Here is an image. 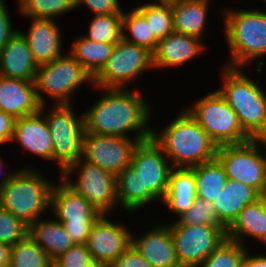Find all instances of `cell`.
<instances>
[{"instance_id":"obj_15","label":"cell","mask_w":266,"mask_h":267,"mask_svg":"<svg viewBox=\"0 0 266 267\" xmlns=\"http://www.w3.org/2000/svg\"><path fill=\"white\" fill-rule=\"evenodd\" d=\"M139 141L121 136L85 132L82 159L117 176L132 161V154Z\"/></svg>"},{"instance_id":"obj_32","label":"cell","mask_w":266,"mask_h":267,"mask_svg":"<svg viewBox=\"0 0 266 267\" xmlns=\"http://www.w3.org/2000/svg\"><path fill=\"white\" fill-rule=\"evenodd\" d=\"M16 2L19 14L28 19L56 20L75 10L74 0H16Z\"/></svg>"},{"instance_id":"obj_6","label":"cell","mask_w":266,"mask_h":267,"mask_svg":"<svg viewBox=\"0 0 266 267\" xmlns=\"http://www.w3.org/2000/svg\"><path fill=\"white\" fill-rule=\"evenodd\" d=\"M34 82L41 105H48L49 98L51 105L74 104L72 96L76 91L87 83L94 85L91 74L69 52L39 65Z\"/></svg>"},{"instance_id":"obj_31","label":"cell","mask_w":266,"mask_h":267,"mask_svg":"<svg viewBox=\"0 0 266 267\" xmlns=\"http://www.w3.org/2000/svg\"><path fill=\"white\" fill-rule=\"evenodd\" d=\"M116 193L118 204L123 211L133 213L141 209V181L132 164L116 176Z\"/></svg>"},{"instance_id":"obj_10","label":"cell","mask_w":266,"mask_h":267,"mask_svg":"<svg viewBox=\"0 0 266 267\" xmlns=\"http://www.w3.org/2000/svg\"><path fill=\"white\" fill-rule=\"evenodd\" d=\"M59 177L76 193L85 197L99 213L110 215L119 207L116 176L99 166L79 158Z\"/></svg>"},{"instance_id":"obj_21","label":"cell","mask_w":266,"mask_h":267,"mask_svg":"<svg viewBox=\"0 0 266 267\" xmlns=\"http://www.w3.org/2000/svg\"><path fill=\"white\" fill-rule=\"evenodd\" d=\"M34 81L0 76V110L19 119L40 111Z\"/></svg>"},{"instance_id":"obj_19","label":"cell","mask_w":266,"mask_h":267,"mask_svg":"<svg viewBox=\"0 0 266 267\" xmlns=\"http://www.w3.org/2000/svg\"><path fill=\"white\" fill-rule=\"evenodd\" d=\"M207 46L199 38L172 32L158 41L153 55L154 69L178 68L206 53Z\"/></svg>"},{"instance_id":"obj_1","label":"cell","mask_w":266,"mask_h":267,"mask_svg":"<svg viewBox=\"0 0 266 267\" xmlns=\"http://www.w3.org/2000/svg\"><path fill=\"white\" fill-rule=\"evenodd\" d=\"M101 96L88 107L84 116L85 132L134 138L139 142L152 138V108L144 94L134 88H101ZM104 94V95H103ZM152 114V115H151ZM135 132V133H134ZM133 133L130 137L131 134Z\"/></svg>"},{"instance_id":"obj_4","label":"cell","mask_w":266,"mask_h":267,"mask_svg":"<svg viewBox=\"0 0 266 267\" xmlns=\"http://www.w3.org/2000/svg\"><path fill=\"white\" fill-rule=\"evenodd\" d=\"M30 166L33 165L17 168L13 177L0 189V206L28 228L35 220L47 217L45 214L50 212L55 184L44 172Z\"/></svg>"},{"instance_id":"obj_37","label":"cell","mask_w":266,"mask_h":267,"mask_svg":"<svg viewBox=\"0 0 266 267\" xmlns=\"http://www.w3.org/2000/svg\"><path fill=\"white\" fill-rule=\"evenodd\" d=\"M178 220L183 225H215L225 228L217 217L213 202L197 197L194 199L191 208Z\"/></svg>"},{"instance_id":"obj_18","label":"cell","mask_w":266,"mask_h":267,"mask_svg":"<svg viewBox=\"0 0 266 267\" xmlns=\"http://www.w3.org/2000/svg\"><path fill=\"white\" fill-rule=\"evenodd\" d=\"M16 142L24 152L53 163V141L44 115L36 114L15 119L11 143Z\"/></svg>"},{"instance_id":"obj_30","label":"cell","mask_w":266,"mask_h":267,"mask_svg":"<svg viewBox=\"0 0 266 267\" xmlns=\"http://www.w3.org/2000/svg\"><path fill=\"white\" fill-rule=\"evenodd\" d=\"M130 9V11H123L122 38L145 48L153 54L158 40L152 33L146 19L135 8Z\"/></svg>"},{"instance_id":"obj_20","label":"cell","mask_w":266,"mask_h":267,"mask_svg":"<svg viewBox=\"0 0 266 267\" xmlns=\"http://www.w3.org/2000/svg\"><path fill=\"white\" fill-rule=\"evenodd\" d=\"M28 31H19L25 37L38 65L51 62L64 55L62 28L55 20L30 18Z\"/></svg>"},{"instance_id":"obj_39","label":"cell","mask_w":266,"mask_h":267,"mask_svg":"<svg viewBox=\"0 0 266 267\" xmlns=\"http://www.w3.org/2000/svg\"><path fill=\"white\" fill-rule=\"evenodd\" d=\"M55 267H98L86 244H74L53 261Z\"/></svg>"},{"instance_id":"obj_35","label":"cell","mask_w":266,"mask_h":267,"mask_svg":"<svg viewBox=\"0 0 266 267\" xmlns=\"http://www.w3.org/2000/svg\"><path fill=\"white\" fill-rule=\"evenodd\" d=\"M85 38L97 43H116L122 38V16L92 15Z\"/></svg>"},{"instance_id":"obj_46","label":"cell","mask_w":266,"mask_h":267,"mask_svg":"<svg viewBox=\"0 0 266 267\" xmlns=\"http://www.w3.org/2000/svg\"><path fill=\"white\" fill-rule=\"evenodd\" d=\"M10 246L0 242V267L9 266Z\"/></svg>"},{"instance_id":"obj_7","label":"cell","mask_w":266,"mask_h":267,"mask_svg":"<svg viewBox=\"0 0 266 267\" xmlns=\"http://www.w3.org/2000/svg\"><path fill=\"white\" fill-rule=\"evenodd\" d=\"M41 105L53 141V162L57 163L59 175L82 158L84 116L76 115L74 104ZM49 110V111H46Z\"/></svg>"},{"instance_id":"obj_42","label":"cell","mask_w":266,"mask_h":267,"mask_svg":"<svg viewBox=\"0 0 266 267\" xmlns=\"http://www.w3.org/2000/svg\"><path fill=\"white\" fill-rule=\"evenodd\" d=\"M106 267H153L130 245L116 260Z\"/></svg>"},{"instance_id":"obj_24","label":"cell","mask_w":266,"mask_h":267,"mask_svg":"<svg viewBox=\"0 0 266 267\" xmlns=\"http://www.w3.org/2000/svg\"><path fill=\"white\" fill-rule=\"evenodd\" d=\"M254 239L266 246V196L246 205L237 220L227 230V239L246 247L247 239Z\"/></svg>"},{"instance_id":"obj_3","label":"cell","mask_w":266,"mask_h":267,"mask_svg":"<svg viewBox=\"0 0 266 267\" xmlns=\"http://www.w3.org/2000/svg\"><path fill=\"white\" fill-rule=\"evenodd\" d=\"M224 12L221 13L225 29L223 32L230 58L224 66L245 69L259 59L255 70L257 74L263 73L265 61L262 58L266 57V11L256 8H227Z\"/></svg>"},{"instance_id":"obj_40","label":"cell","mask_w":266,"mask_h":267,"mask_svg":"<svg viewBox=\"0 0 266 267\" xmlns=\"http://www.w3.org/2000/svg\"><path fill=\"white\" fill-rule=\"evenodd\" d=\"M74 5L75 9L86 6L93 15H123L124 11L121 0H74Z\"/></svg>"},{"instance_id":"obj_17","label":"cell","mask_w":266,"mask_h":267,"mask_svg":"<svg viewBox=\"0 0 266 267\" xmlns=\"http://www.w3.org/2000/svg\"><path fill=\"white\" fill-rule=\"evenodd\" d=\"M141 235L132 232L131 245L153 267H181L168 222L157 223Z\"/></svg>"},{"instance_id":"obj_29","label":"cell","mask_w":266,"mask_h":267,"mask_svg":"<svg viewBox=\"0 0 266 267\" xmlns=\"http://www.w3.org/2000/svg\"><path fill=\"white\" fill-rule=\"evenodd\" d=\"M191 169L195 175L196 197L214 202L228 180L223 165L215 158Z\"/></svg>"},{"instance_id":"obj_11","label":"cell","mask_w":266,"mask_h":267,"mask_svg":"<svg viewBox=\"0 0 266 267\" xmlns=\"http://www.w3.org/2000/svg\"><path fill=\"white\" fill-rule=\"evenodd\" d=\"M150 69L154 70L152 53L121 38L114 45L108 61L93 77V86L128 88Z\"/></svg>"},{"instance_id":"obj_13","label":"cell","mask_w":266,"mask_h":267,"mask_svg":"<svg viewBox=\"0 0 266 267\" xmlns=\"http://www.w3.org/2000/svg\"><path fill=\"white\" fill-rule=\"evenodd\" d=\"M131 164L140 176L141 209L151 203L155 205L159 200L162 202L173 168L162 148L152 138L139 142L133 151Z\"/></svg>"},{"instance_id":"obj_8","label":"cell","mask_w":266,"mask_h":267,"mask_svg":"<svg viewBox=\"0 0 266 267\" xmlns=\"http://www.w3.org/2000/svg\"><path fill=\"white\" fill-rule=\"evenodd\" d=\"M199 99V100H198ZM184 106L197 122L206 130L210 139L218 146L241 144L251 138L241 127L237 114L217 90Z\"/></svg>"},{"instance_id":"obj_25","label":"cell","mask_w":266,"mask_h":267,"mask_svg":"<svg viewBox=\"0 0 266 267\" xmlns=\"http://www.w3.org/2000/svg\"><path fill=\"white\" fill-rule=\"evenodd\" d=\"M196 198V181L191 168H172L162 204L176 220L187 212Z\"/></svg>"},{"instance_id":"obj_48","label":"cell","mask_w":266,"mask_h":267,"mask_svg":"<svg viewBox=\"0 0 266 267\" xmlns=\"http://www.w3.org/2000/svg\"><path fill=\"white\" fill-rule=\"evenodd\" d=\"M261 140L263 141L264 145L266 146V134L261 138Z\"/></svg>"},{"instance_id":"obj_16","label":"cell","mask_w":266,"mask_h":267,"mask_svg":"<svg viewBox=\"0 0 266 267\" xmlns=\"http://www.w3.org/2000/svg\"><path fill=\"white\" fill-rule=\"evenodd\" d=\"M102 214L92 225L87 240L93 262L98 267H106L116 260L130 245L132 230L123 221L109 220Z\"/></svg>"},{"instance_id":"obj_22","label":"cell","mask_w":266,"mask_h":267,"mask_svg":"<svg viewBox=\"0 0 266 267\" xmlns=\"http://www.w3.org/2000/svg\"><path fill=\"white\" fill-rule=\"evenodd\" d=\"M38 66L20 31L0 51V76L2 77L35 81Z\"/></svg>"},{"instance_id":"obj_5","label":"cell","mask_w":266,"mask_h":267,"mask_svg":"<svg viewBox=\"0 0 266 267\" xmlns=\"http://www.w3.org/2000/svg\"><path fill=\"white\" fill-rule=\"evenodd\" d=\"M221 86L216 88L237 114L244 132L251 139H261L266 134V91L260 79L244 73V68L222 65Z\"/></svg>"},{"instance_id":"obj_33","label":"cell","mask_w":266,"mask_h":267,"mask_svg":"<svg viewBox=\"0 0 266 267\" xmlns=\"http://www.w3.org/2000/svg\"><path fill=\"white\" fill-rule=\"evenodd\" d=\"M48 254L28 235L10 246L8 267H51Z\"/></svg>"},{"instance_id":"obj_9","label":"cell","mask_w":266,"mask_h":267,"mask_svg":"<svg viewBox=\"0 0 266 267\" xmlns=\"http://www.w3.org/2000/svg\"><path fill=\"white\" fill-rule=\"evenodd\" d=\"M216 158L228 179L251 186L266 196V146L261 139L217 147Z\"/></svg>"},{"instance_id":"obj_45","label":"cell","mask_w":266,"mask_h":267,"mask_svg":"<svg viewBox=\"0 0 266 267\" xmlns=\"http://www.w3.org/2000/svg\"><path fill=\"white\" fill-rule=\"evenodd\" d=\"M3 156L0 155V177L3 176L2 178H0V189L13 177V175L16 173L17 170H12L11 172H3L4 168H6L5 166V162L3 160ZM4 173V174H3ZM2 174V175H1Z\"/></svg>"},{"instance_id":"obj_44","label":"cell","mask_w":266,"mask_h":267,"mask_svg":"<svg viewBox=\"0 0 266 267\" xmlns=\"http://www.w3.org/2000/svg\"><path fill=\"white\" fill-rule=\"evenodd\" d=\"M249 248L246 250L243 258V267H266V255L249 253ZM253 254V255H252Z\"/></svg>"},{"instance_id":"obj_47","label":"cell","mask_w":266,"mask_h":267,"mask_svg":"<svg viewBox=\"0 0 266 267\" xmlns=\"http://www.w3.org/2000/svg\"><path fill=\"white\" fill-rule=\"evenodd\" d=\"M181 0H154V3L173 4Z\"/></svg>"},{"instance_id":"obj_2","label":"cell","mask_w":266,"mask_h":267,"mask_svg":"<svg viewBox=\"0 0 266 267\" xmlns=\"http://www.w3.org/2000/svg\"><path fill=\"white\" fill-rule=\"evenodd\" d=\"M182 109L163 130L152 128V139L173 168H192L215 159L217 145L189 111Z\"/></svg>"},{"instance_id":"obj_14","label":"cell","mask_w":266,"mask_h":267,"mask_svg":"<svg viewBox=\"0 0 266 267\" xmlns=\"http://www.w3.org/2000/svg\"><path fill=\"white\" fill-rule=\"evenodd\" d=\"M168 226L181 267L199 266L227 240V229L215 225H183L177 219Z\"/></svg>"},{"instance_id":"obj_28","label":"cell","mask_w":266,"mask_h":267,"mask_svg":"<svg viewBox=\"0 0 266 267\" xmlns=\"http://www.w3.org/2000/svg\"><path fill=\"white\" fill-rule=\"evenodd\" d=\"M116 43H97L78 36L71 43L69 53L94 77L108 61Z\"/></svg>"},{"instance_id":"obj_27","label":"cell","mask_w":266,"mask_h":267,"mask_svg":"<svg viewBox=\"0 0 266 267\" xmlns=\"http://www.w3.org/2000/svg\"><path fill=\"white\" fill-rule=\"evenodd\" d=\"M28 236L54 261L75 243L64 226L51 216L39 218L28 228Z\"/></svg>"},{"instance_id":"obj_23","label":"cell","mask_w":266,"mask_h":267,"mask_svg":"<svg viewBox=\"0 0 266 267\" xmlns=\"http://www.w3.org/2000/svg\"><path fill=\"white\" fill-rule=\"evenodd\" d=\"M260 197L261 195L251 186L228 179L213 202L220 223L228 230L237 220L242 209Z\"/></svg>"},{"instance_id":"obj_12","label":"cell","mask_w":266,"mask_h":267,"mask_svg":"<svg viewBox=\"0 0 266 267\" xmlns=\"http://www.w3.org/2000/svg\"><path fill=\"white\" fill-rule=\"evenodd\" d=\"M51 193L49 214L61 222L75 244H86L93 223L102 215L82 195L71 189L60 177Z\"/></svg>"},{"instance_id":"obj_41","label":"cell","mask_w":266,"mask_h":267,"mask_svg":"<svg viewBox=\"0 0 266 267\" xmlns=\"http://www.w3.org/2000/svg\"><path fill=\"white\" fill-rule=\"evenodd\" d=\"M6 0H0V51L8 44L11 38L19 31L14 28Z\"/></svg>"},{"instance_id":"obj_34","label":"cell","mask_w":266,"mask_h":267,"mask_svg":"<svg viewBox=\"0 0 266 267\" xmlns=\"http://www.w3.org/2000/svg\"><path fill=\"white\" fill-rule=\"evenodd\" d=\"M135 9L146 19L155 38L160 41L174 32L171 4L147 2Z\"/></svg>"},{"instance_id":"obj_26","label":"cell","mask_w":266,"mask_h":267,"mask_svg":"<svg viewBox=\"0 0 266 267\" xmlns=\"http://www.w3.org/2000/svg\"><path fill=\"white\" fill-rule=\"evenodd\" d=\"M210 1L212 0H181L171 4L174 32L202 40L205 37V28L210 22L207 21Z\"/></svg>"},{"instance_id":"obj_36","label":"cell","mask_w":266,"mask_h":267,"mask_svg":"<svg viewBox=\"0 0 266 267\" xmlns=\"http://www.w3.org/2000/svg\"><path fill=\"white\" fill-rule=\"evenodd\" d=\"M248 247L227 239L197 267H243Z\"/></svg>"},{"instance_id":"obj_38","label":"cell","mask_w":266,"mask_h":267,"mask_svg":"<svg viewBox=\"0 0 266 267\" xmlns=\"http://www.w3.org/2000/svg\"><path fill=\"white\" fill-rule=\"evenodd\" d=\"M28 235V227L0 206V242L12 246Z\"/></svg>"},{"instance_id":"obj_43","label":"cell","mask_w":266,"mask_h":267,"mask_svg":"<svg viewBox=\"0 0 266 267\" xmlns=\"http://www.w3.org/2000/svg\"><path fill=\"white\" fill-rule=\"evenodd\" d=\"M15 119L0 110V145L10 143L13 137Z\"/></svg>"}]
</instances>
